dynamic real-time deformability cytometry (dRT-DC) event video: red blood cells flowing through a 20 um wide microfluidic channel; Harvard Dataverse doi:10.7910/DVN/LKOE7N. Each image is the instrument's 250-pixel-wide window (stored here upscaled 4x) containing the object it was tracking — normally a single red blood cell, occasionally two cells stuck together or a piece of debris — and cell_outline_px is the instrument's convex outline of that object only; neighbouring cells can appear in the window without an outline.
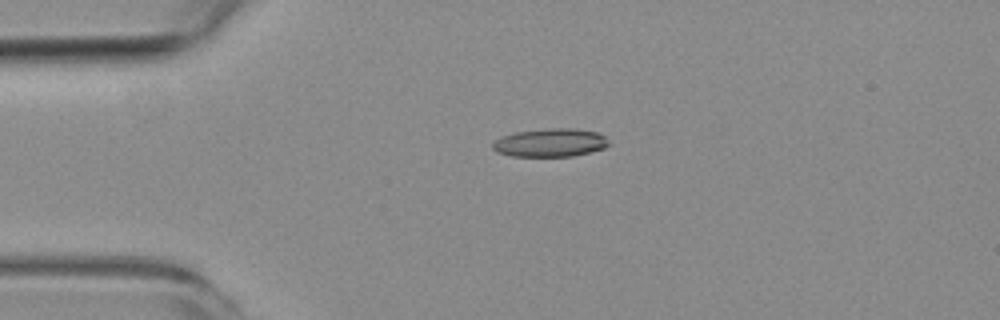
{"species": "common noctule bat (a hibernating species)", "species_latin": "Nyctalus noctula", "temperature_condition": "room temperature", "stored_images_in_passage": 4, "camera_frame_rate_fps": 3000, "um_per_image_px": 0.085, "animal": {"sex": "female", "body_mass_g": 19.3, "forearm_length_mm": 54.1}, "frame": {"image": 1, "passage_image": 3, "time_ms": 3.667, "image_size_px": [1000, 320], "cell_outline_px": [[608, 144], [604, 148], [572, 156], [512, 156], [496, 152], [492, 148], [492, 144], [496, 140], [504, 136], [516, 132], [548, 128], [572, 128], [596, 132], [604, 136]], "centroid_in_image_um": [46.74, 12.13], "position_along_channel_um": 38.3, "area_um2": 18.84}}